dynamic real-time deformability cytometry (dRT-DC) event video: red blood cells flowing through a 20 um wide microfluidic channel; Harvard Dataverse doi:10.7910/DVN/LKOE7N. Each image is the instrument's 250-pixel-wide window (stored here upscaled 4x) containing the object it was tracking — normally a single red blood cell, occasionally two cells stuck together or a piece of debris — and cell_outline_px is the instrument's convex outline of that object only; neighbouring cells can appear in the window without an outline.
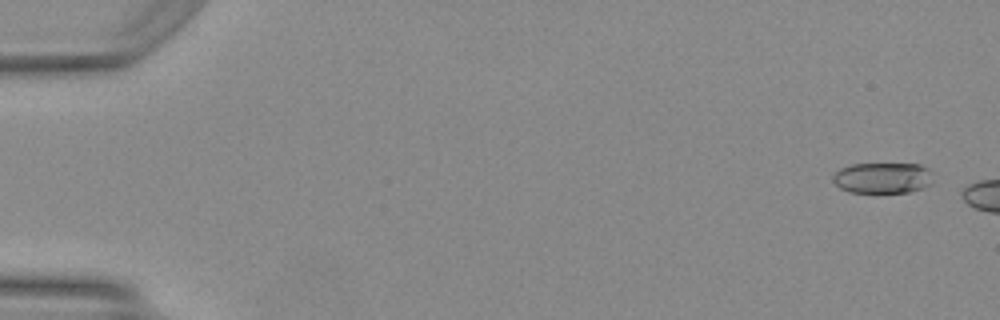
{"species": "Egyptian fruit bat (a non-hibernating species)", "species_latin": "Rousettus aegyptiacus", "temperature_condition": "warm", "stored_images_in_passage": 7, "camera_frame_rate_fps": 3000, "um_per_image_px": 0.085, "animal": {"sex": "female"}, "frame": {"image": 1, "passage_image": 3, "time_ms": 0.667, "image_size_px": [1000, 320], "cell_outline_px": [[932, 184], [924, 188], [908, 192], [848, 192], [840, 188], [832, 180], [832, 176], [840, 168], [852, 164], [920, 164], [928, 168], [932, 172]], "centroid_in_image_um": [75.05, 15.12], "position_along_channel_um": 10.0, "area_um2": 18.15}}